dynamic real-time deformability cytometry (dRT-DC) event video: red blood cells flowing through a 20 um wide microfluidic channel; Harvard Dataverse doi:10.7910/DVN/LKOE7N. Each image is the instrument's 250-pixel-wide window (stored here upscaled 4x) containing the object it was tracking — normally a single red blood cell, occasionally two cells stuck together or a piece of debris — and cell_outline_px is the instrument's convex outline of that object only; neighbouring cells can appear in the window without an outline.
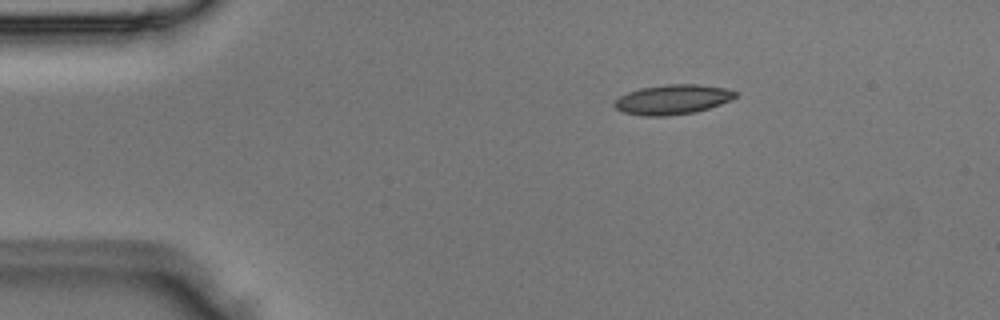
{"species": "Egyptian fruit bat (a non-hibernating species)", "species_latin": "Rousettus aegyptiacus", "temperature_condition": "room temperature", "stored_images_in_passage": 2, "camera_frame_rate_fps": 3000, "um_per_image_px": 0.085, "animal": {"sex": "male"}, "frame": {"image": 1, "passage_image": 1, "time_ms": 0.0, "image_size_px": [1000, 320], "cell_outline_px": [[736, 96], [732, 100], [696, 112], [668, 116], [644, 116], [624, 112], [616, 108], [612, 104], [620, 96], [628, 92], [640, 88], [664, 84], [696, 84], [724, 88], [736, 92]], "centroid_in_image_um": [57.15, 8.46], "position_along_channel_um": 27.8, "area_um2": 20.92}}